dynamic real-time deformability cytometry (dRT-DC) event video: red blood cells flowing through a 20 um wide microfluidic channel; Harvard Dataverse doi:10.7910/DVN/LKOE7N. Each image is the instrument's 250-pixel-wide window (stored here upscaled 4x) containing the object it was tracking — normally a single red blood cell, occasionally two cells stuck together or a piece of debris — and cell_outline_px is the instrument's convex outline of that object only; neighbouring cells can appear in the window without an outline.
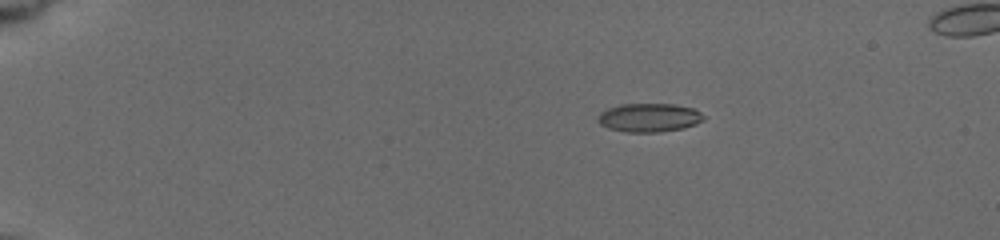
{"species": "common noctule bat (a hibernating species)", "species_latin": "Nyctalus noctula", "temperature_condition": "cold", "stored_images_in_passage": 47, "camera_frame_rate_fps": 3000, "um_per_image_px": 0.085, "animal": {"sex": "female", "body_mass_g": 19.5, "forearm_length_mm": 54.1}, "frame": {"image": 1, "passage_image": 1, "time_ms": 0.0, "image_size_px": [1000, 240], "cell_outline_px": [[704, 120], [696, 124], [684, 128], [660, 132], [624, 132], [608, 128], [600, 124], [596, 120], [596, 116], [600, 112], [608, 108], [620, 104], [676, 104], [692, 108], [700, 112], [704, 116]], "centroid_in_image_um": [55.15, 10.0], "position_along_channel_um": 29.9, "area_um2": 17.86}}
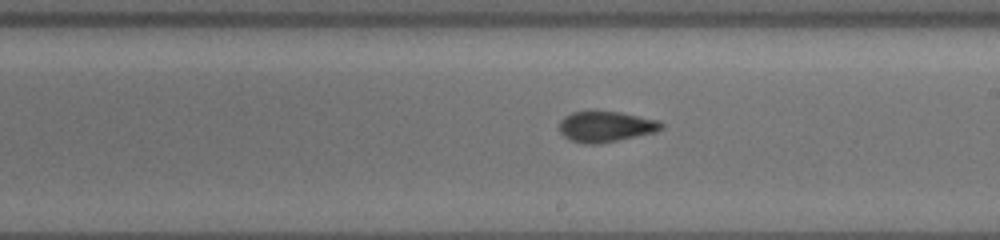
{"frame": {"image": 2, "passage_image": 25, "time_ms": 8.0, "image_size_px": [1000, 240], "cell_outline_px": [[664, 128], [656, 132], [600, 144], [584, 144], [568, 140], [560, 132], [560, 120], [564, 116], [572, 112], [588, 108], [620, 112], [656, 120], [664, 124]], "centroid_in_image_um": [51.44, 10.73], "position_along_channel_um": 237.6, "area_um2": 18.9}}
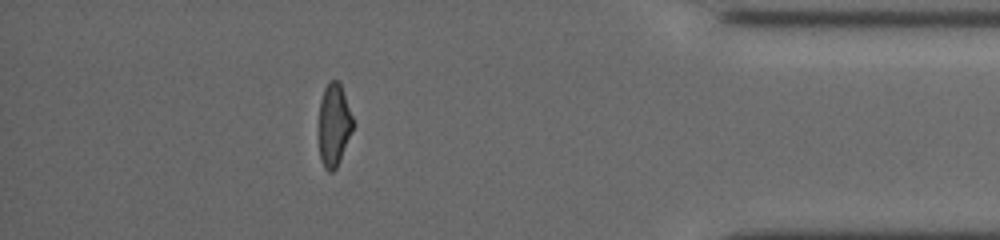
{"frame": {"image": 3, "passage_image": 42, "time_ms": 13.333, "image_size_px": [1000, 240], "cell_outline_px": [[356, 124], [340, 160], [336, 168], [332, 172], [328, 172], [324, 168], [320, 160], [320, 100], [324, 88], [328, 80], [336, 80], [340, 84]], "centroid_in_image_um": [28.41, 10.63], "position_along_channel_um": 406.8, "area_um2": 16.53}, "authors_computed_cell_mechanics": {"area_um2": 17.8602, "velocity_mm_per_s": 3.7658, "shape_relaxation_time_tau1_ms": 8.8654, "shape_relaxation_time_tau2_ms": 1.1844, "deformation_change_tau1": 0.2236, "deformation_change_tau2": 0.0744}}